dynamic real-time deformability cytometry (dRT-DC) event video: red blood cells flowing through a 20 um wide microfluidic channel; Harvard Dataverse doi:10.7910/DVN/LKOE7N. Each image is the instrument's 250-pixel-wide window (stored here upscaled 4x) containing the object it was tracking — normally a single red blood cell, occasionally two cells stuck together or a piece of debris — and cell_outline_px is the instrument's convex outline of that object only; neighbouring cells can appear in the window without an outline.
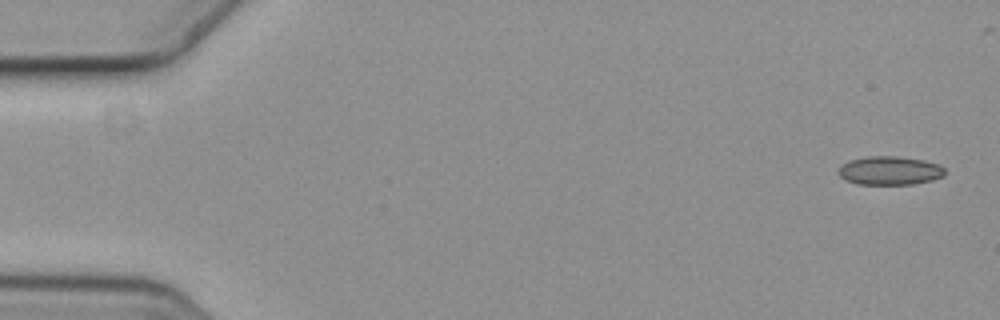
{"species": "common noctule bat (a hibernating species)", "species_latin": "Nyctalus noctula", "temperature_condition": "cold", "stored_images_in_passage": 5, "camera_frame_rate_fps": 3000, "um_per_image_px": 0.085, "animal": {"sex": "female", "body_mass_g": 19.3, "forearm_length_mm": 54.1}, "frame": {"image": 1, "passage_image": 1, "time_ms": 0.0, "image_size_px": [1000, 320], "cell_outline_px": [[944, 176], [932, 180], [912, 184], [860, 184], [844, 180], [836, 172], [844, 164], [852, 160], [868, 156], [896, 156], [924, 160], [940, 164], [944, 168]], "centroid_in_image_um": [75.65, 14.5], "position_along_channel_um": 9.4, "area_um2": 17.69}}
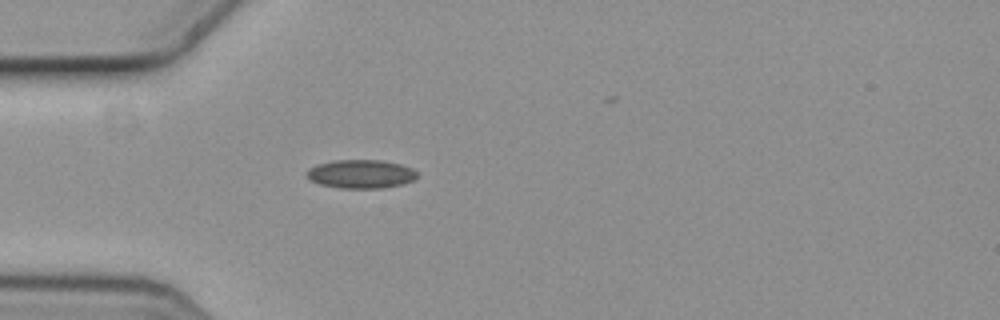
{"frame": {"image": 2, "passage_image": 5, "time_ms": 1.333, "image_size_px": [1000, 320], "cell_outline_px": [[416, 176], [412, 180], [404, 184], [380, 188], [340, 188], [320, 184], [312, 180], [304, 172], [308, 168], [316, 164], [332, 160], [384, 160], [400, 164], [412, 168], [416, 172]], "centroid_in_image_um": [30.65, 14.78], "position_along_channel_um": 54.4, "area_um2": 18.44}}